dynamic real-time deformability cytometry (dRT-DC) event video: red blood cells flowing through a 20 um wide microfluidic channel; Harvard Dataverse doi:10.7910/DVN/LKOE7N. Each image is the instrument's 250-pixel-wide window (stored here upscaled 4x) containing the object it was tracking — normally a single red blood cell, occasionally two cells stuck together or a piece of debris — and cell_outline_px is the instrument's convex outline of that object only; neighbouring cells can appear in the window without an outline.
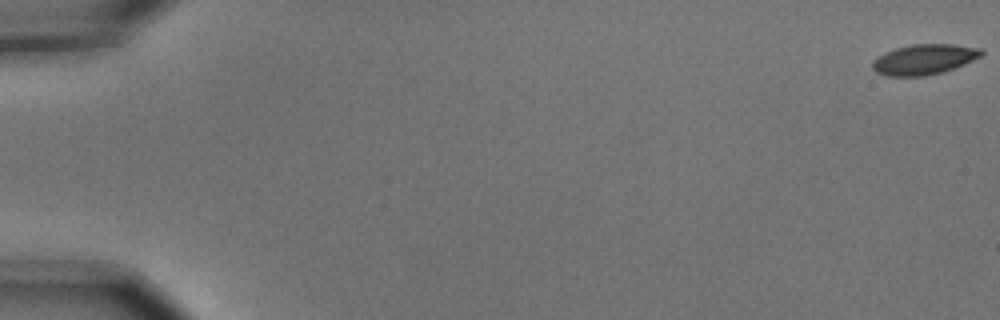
{"species": "common noctule bat (a hibernating species)", "species_latin": "Nyctalus noctula", "temperature_condition": "cold", "stored_images_in_passage": 6, "camera_frame_rate_fps": 3000, "um_per_image_px": 0.085, "animal": {"sex": "male", "body_mass_g": 15.6}, "frame": {"image": 1, "passage_image": 1, "time_ms": 0.0, "image_size_px": [1000, 320], "cell_outline_px": [[984, 52], [980, 56], [964, 64], [944, 72], [924, 76], [884, 76], [876, 72], [872, 68], [872, 60], [876, 56], [884, 52], [896, 48], [912, 44], [952, 44], [980, 48]], "centroid_in_image_um": [78.5, 5.05], "position_along_channel_um": 6.5, "area_um2": 19.36}}
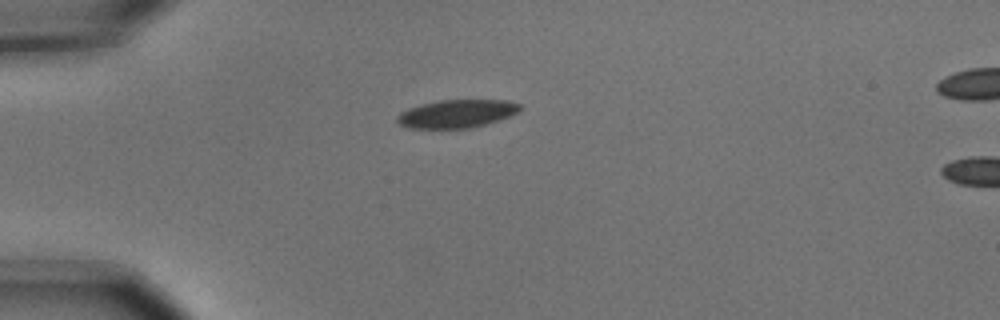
{"frame": {"image": 2, "passage_image": 5, "time_ms": 1.333, "image_size_px": [1000, 320], "cell_outline_px": [[524, 108], [520, 112], [512, 116], [500, 120], [468, 128], [408, 128], [400, 124], [396, 120], [396, 116], [400, 112], [408, 108], [440, 100], [508, 100], [520, 104]], "centroid_in_image_um": [38.88, 9.66], "position_along_channel_um": 46.1, "area_um2": 20.23}}